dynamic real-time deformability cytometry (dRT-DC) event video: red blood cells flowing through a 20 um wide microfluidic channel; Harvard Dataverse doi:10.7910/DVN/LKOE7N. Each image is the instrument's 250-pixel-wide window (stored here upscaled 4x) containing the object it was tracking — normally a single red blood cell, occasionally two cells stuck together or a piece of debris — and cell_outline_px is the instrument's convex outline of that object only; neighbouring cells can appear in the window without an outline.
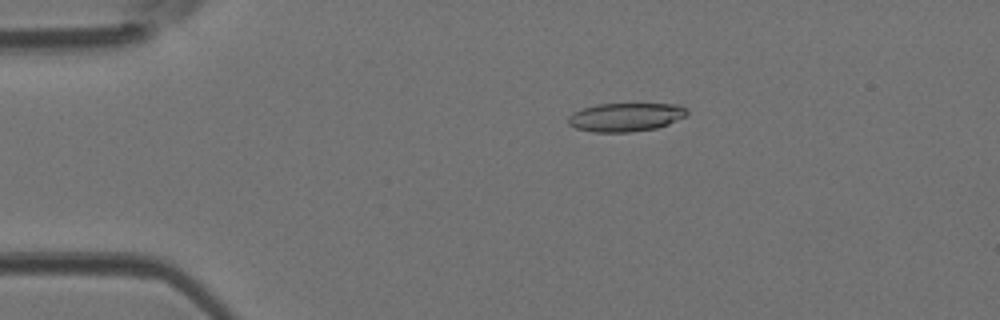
{"species": "Egyptian fruit bat (a non-hibernating species)", "species_latin": "Rousettus aegyptiacus", "temperature_condition": "room temperature", "stored_images_in_passage": 16, "camera_frame_rate_fps": 3000, "um_per_image_px": 0.085, "animal": {"sex": "female"}, "frame": {"image": 1, "passage_image": 9, "time_ms": 2.667, "image_size_px": [1000, 320], "cell_outline_px": [[688, 112], [684, 116], [668, 124], [656, 128], [628, 132], [592, 132], [576, 128], [568, 124], [568, 116], [584, 108], [596, 104], [680, 104], [688, 108]], "centroid_in_image_um": [53.19, 9.95], "position_along_channel_um": 31.8, "area_um2": 19.65}}
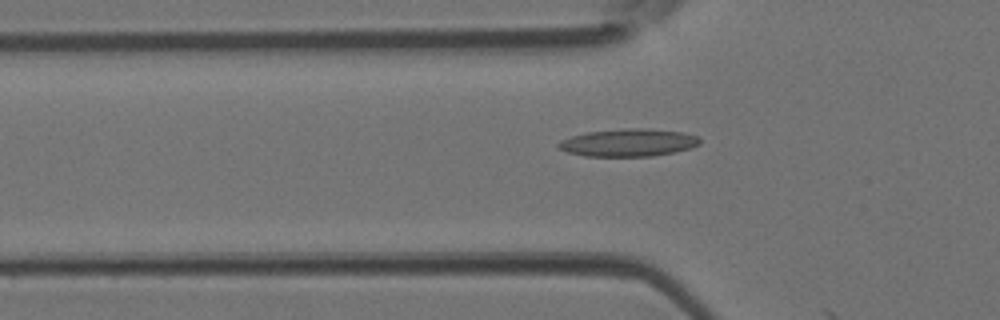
{"frame": {"image": 2, "passage_image": 15, "time_ms": 4.667, "image_size_px": [1000, 320], "cell_outline_px": [[700, 144], [692, 148], [652, 156], [584, 156], [568, 152], [556, 148], [556, 144], [560, 140], [572, 136], [588, 132], [628, 128], [640, 128], [680, 132], [696, 136], [700, 140]], "centroid_in_image_um": [53.37, 12.13], "position_along_channel_um": 72.4, "area_um2": 22.54}}